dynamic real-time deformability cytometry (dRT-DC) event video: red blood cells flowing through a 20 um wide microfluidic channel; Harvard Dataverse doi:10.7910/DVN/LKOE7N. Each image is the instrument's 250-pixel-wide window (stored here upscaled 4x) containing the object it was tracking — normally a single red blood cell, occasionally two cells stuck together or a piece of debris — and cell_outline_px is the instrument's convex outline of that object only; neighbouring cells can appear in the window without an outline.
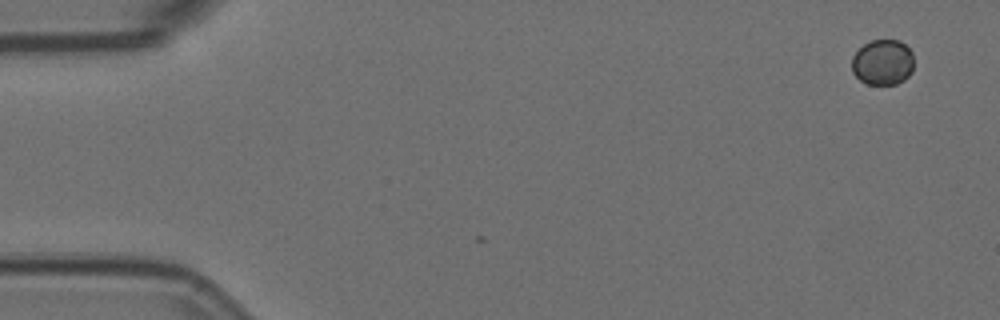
{"species": "Egyptian fruit bat (a non-hibernating species)", "species_latin": "Rousettus aegyptiacus", "temperature_condition": "room temperature", "stored_images_in_passage": 4, "camera_frame_rate_fps": 3000, "um_per_image_px": 0.085, "animal": {"sex": "female"}, "frame": {"image": 1, "passage_image": 1, "time_ms": 0.0, "image_size_px": [1000, 320], "cell_outline_px": [[912, 72], [904, 80], [896, 84], [868, 84], [860, 80], [852, 72], [852, 56], [864, 44], [872, 40], [900, 40], [912, 52]], "centroid_in_image_um": [75.02, 5.3], "position_along_channel_um": 10.0, "area_um2": 16.42}}